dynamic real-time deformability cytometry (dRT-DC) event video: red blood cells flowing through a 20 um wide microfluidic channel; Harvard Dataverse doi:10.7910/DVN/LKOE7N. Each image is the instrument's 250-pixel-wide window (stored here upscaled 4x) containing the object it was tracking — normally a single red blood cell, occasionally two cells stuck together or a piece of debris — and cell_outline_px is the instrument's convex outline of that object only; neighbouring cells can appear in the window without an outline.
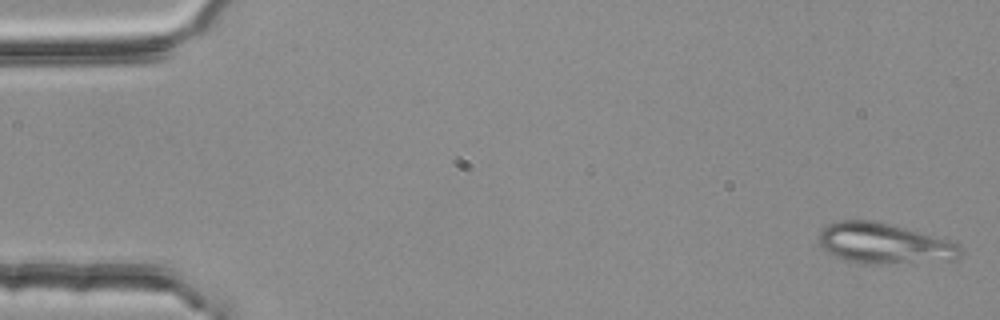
{"species": "common noctule bat (a hibernating species)", "species_latin": "Nyctalus noctula", "temperature_condition": "room temperature", "stored_images_in_passage": 7, "camera_frame_rate_fps": 3000, "um_per_image_px": 0.085, "animal": {"sex": "female", "body_mass_g": 25.1}, "frame": {"image": 1, "passage_image": 1, "time_ms": 0.0, "image_size_px": [1000, 320], "cell_outline_px": [[964, 252], [960, 256], [952, 260], [880, 264], [864, 264], [844, 260], [836, 256], [824, 248], [820, 244], [820, 228], [836, 220], [868, 220], [888, 224], [952, 240], [960, 244], [964, 248]], "centroid_in_image_um": [75.2, 20.7], "position_along_channel_um": 9.8, "area_um2": 33.58}}
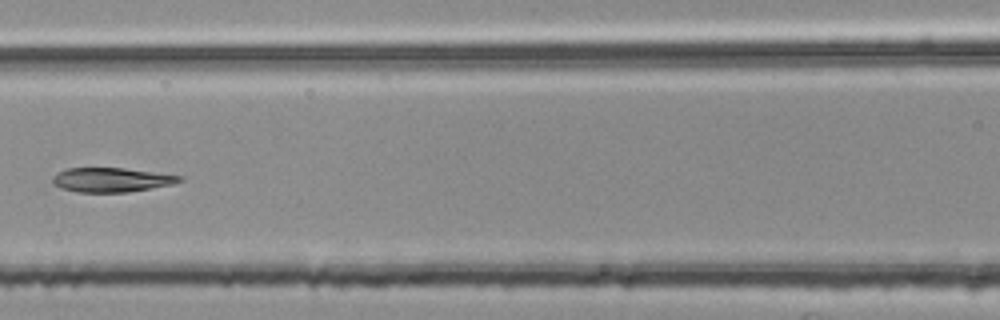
{"frame": {"image": 2, "passage_image": 7, "time_ms": 2.0, "image_size_px": [1000, 320], "cell_outline_px": [[184, 180], [172, 184], [128, 192], [76, 192], [60, 188], [52, 184], [52, 176], [56, 172], [68, 168], [124, 168], [184, 176]], "centroid_in_image_um": [9.43, 15.28], "position_along_channel_um": 157.2, "area_um2": 18.09}}